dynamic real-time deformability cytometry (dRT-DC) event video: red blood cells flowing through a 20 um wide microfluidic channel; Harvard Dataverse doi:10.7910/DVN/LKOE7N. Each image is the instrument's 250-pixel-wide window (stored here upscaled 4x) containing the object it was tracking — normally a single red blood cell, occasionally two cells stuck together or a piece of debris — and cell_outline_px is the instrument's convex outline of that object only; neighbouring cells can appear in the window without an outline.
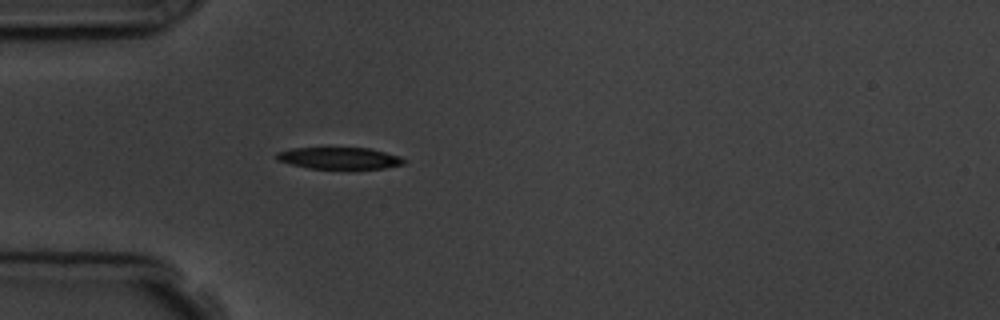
{"species": "common noctule bat (a hibernating species)", "species_latin": "Nyctalus noctula", "temperature_condition": "room temperature", "stored_images_in_passage": 1, "camera_frame_rate_fps": 3000, "um_per_image_px": 0.085, "animal": {"sex": "male", "body_mass_g": 19.5, "forearm_length_mm": 54.6}, "frame": {"image": 1, "passage_image": 1, "time_ms": 0.0, "image_size_px": [1000, 320], "cell_outline_px": [[408, 160], [404, 164], [384, 168], [308, 168], [276, 160], [276, 152], [292, 148], [368, 148], [400, 156]], "centroid_in_image_um": [28.85, 13.44], "position_along_channel_um": 56.2, "area_um2": 15.95}}